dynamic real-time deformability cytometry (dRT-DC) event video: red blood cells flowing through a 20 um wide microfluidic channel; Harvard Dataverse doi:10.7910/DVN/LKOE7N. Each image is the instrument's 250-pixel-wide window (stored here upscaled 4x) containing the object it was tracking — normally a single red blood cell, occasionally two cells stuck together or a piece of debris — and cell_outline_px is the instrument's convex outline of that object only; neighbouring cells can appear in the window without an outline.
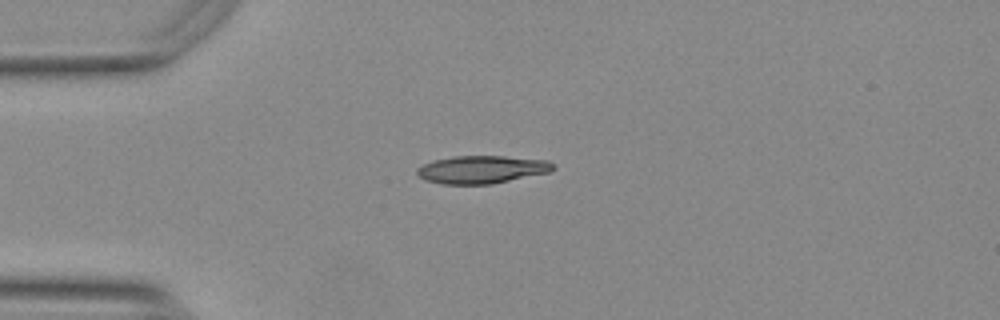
{"species": "Egyptian fruit bat (a non-hibernating species)", "species_latin": "Rousettus aegyptiacus", "temperature_condition": "warm", "stored_images_in_passage": 41, "camera_frame_rate_fps": 3000, "um_per_image_px": 0.085, "animal": {"sex": "female"}, "frame": {"image": 1, "passage_image": 1, "time_ms": 0.0, "image_size_px": [1000, 320], "cell_outline_px": [[552, 168], [548, 172], [492, 184], [440, 184], [424, 180], [416, 172], [416, 168], [432, 160], [452, 156], [504, 156], [548, 160], [552, 164]], "centroid_in_image_um": [40.88, 14.4], "position_along_channel_um": 44.1, "area_um2": 21.96}}
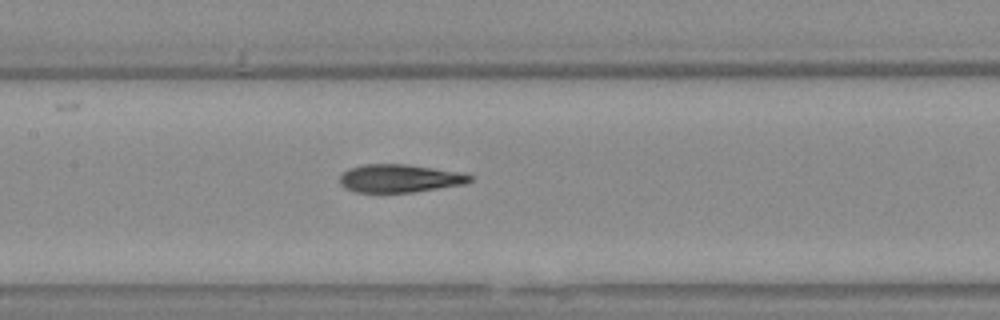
{"frame": {"image": 2, "passage_image": 13, "time_ms": 4.0, "image_size_px": [1000, 320], "cell_outline_px": [[472, 180], [464, 184], [412, 192], [356, 192], [344, 188], [340, 184], [340, 176], [348, 168], [364, 164], [408, 164], [460, 172], [472, 176]], "centroid_in_image_um": [33.94, 15.15], "position_along_channel_um": 173.5, "area_um2": 21.21}}
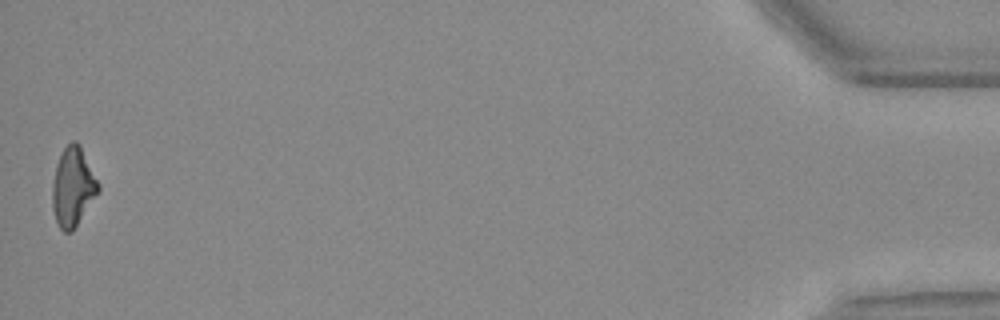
{"frame": {"image": 3, "passage_image": 41, "time_ms": 13.333, "image_size_px": [1000, 320], "cell_outline_px": [[100, 188], [72, 232], [64, 232], [60, 228], [56, 220], [52, 208], [52, 184], [56, 164], [64, 148], [72, 140], [76, 140], [80, 144], [100, 184]], "centroid_in_image_um": [6.19, 15.86], "position_along_channel_um": 429.0, "area_um2": 20.98}, "authors_computed_cell_mechanics": {"area_um2": 21.5594, "velocity_mm_per_s": 3.772, "shape_relaxation_time_tau1_ms": 5.5316, "shape_relaxation_time_tau2_ms": 2.4078, "deformation_change_tau1": 0.2127, "deformation_change_tau2": 0.0972}}